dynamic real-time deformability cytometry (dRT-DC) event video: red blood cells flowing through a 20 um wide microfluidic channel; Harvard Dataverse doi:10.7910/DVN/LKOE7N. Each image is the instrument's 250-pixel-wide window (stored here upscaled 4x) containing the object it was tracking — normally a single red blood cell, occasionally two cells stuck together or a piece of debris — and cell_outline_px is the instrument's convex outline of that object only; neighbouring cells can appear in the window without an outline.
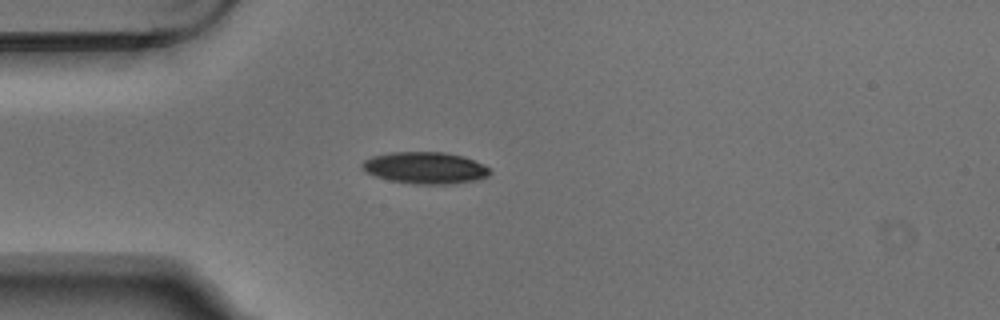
{"species": "Egyptian fruit bat (a non-hibernating species)", "species_latin": "Rousettus aegyptiacus", "temperature_condition": "warm", "stored_images_in_passage": 1, "camera_frame_rate_fps": 3000, "um_per_image_px": 0.085, "animal": {"sex": "male"}, "frame": {"image": 1, "passage_image": 1, "time_ms": 0.0, "image_size_px": [1000, 320], "cell_outline_px": [[492, 172], [488, 176], [472, 180], [452, 184], [412, 184], [388, 180], [364, 172], [360, 164], [364, 160], [372, 156], [392, 152], [444, 152], [464, 156], [484, 164]], "centroid_in_image_um": [36.11, 14.26], "position_along_channel_um": 48.9, "area_um2": 23.76}}